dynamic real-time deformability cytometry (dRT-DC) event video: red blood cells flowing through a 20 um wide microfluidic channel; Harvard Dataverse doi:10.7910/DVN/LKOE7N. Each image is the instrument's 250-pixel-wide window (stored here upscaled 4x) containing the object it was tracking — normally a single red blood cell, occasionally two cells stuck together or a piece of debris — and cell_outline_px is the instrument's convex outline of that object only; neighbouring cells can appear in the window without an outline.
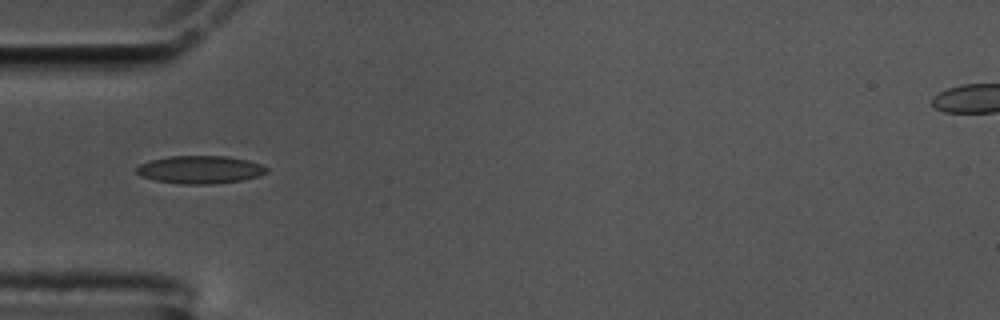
{"species": "common noctule bat (a hibernating species)", "species_latin": "Nyctalus noctula", "temperature_condition": "cold", "stored_images_in_passage": 40, "camera_frame_rate_fps": 3000, "um_per_image_px": 0.085, "animal": {"sex": "male", "body_mass_g": 17.5, "forearm_length_mm": 52.3}, "frame": {"image": 1, "passage_image": 1, "time_ms": 0.0, "image_size_px": [1000, 320], "cell_outline_px": [[268, 172], [244, 180], [212, 184], [180, 184], [156, 180], [140, 176], [136, 172], [136, 168], [140, 164], [152, 160], [168, 156], [228, 156], [248, 160], [260, 164], [268, 168]], "centroid_in_image_um": [17.01, 14.42], "position_along_channel_um": 68.0, "area_um2": 21.1}}
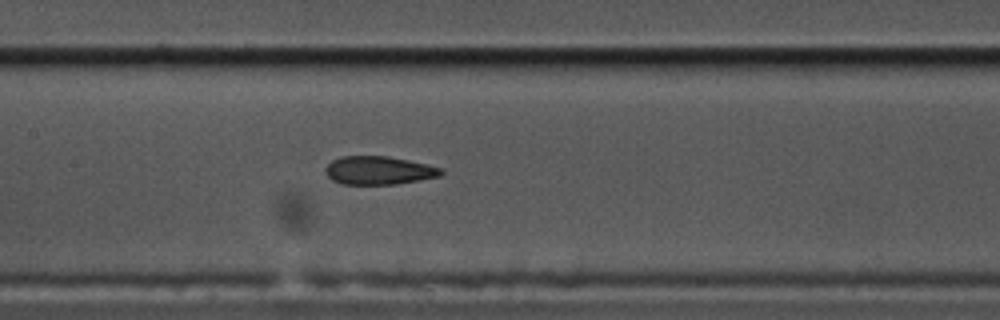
{"frame": {"image": 2, "passage_image": 10, "time_ms": 3.0, "image_size_px": [1000, 320], "cell_outline_px": [[444, 172], [440, 176], [420, 180], [396, 184], [340, 184], [332, 180], [324, 172], [324, 168], [332, 160], [340, 156], [388, 156], [428, 164], [444, 168]], "centroid_in_image_um": [32.2, 14.48], "position_along_channel_um": 175.2, "area_um2": 19.31}}
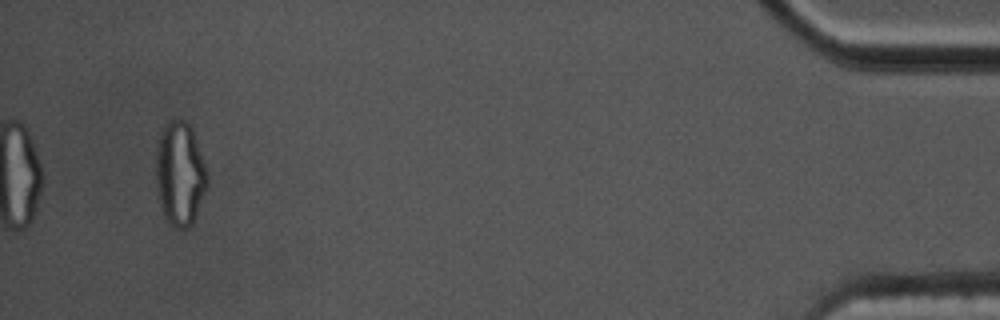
{"frame": {"image": 3, "passage_image": 37, "time_ms": 12.0, "image_size_px": [1000, 320], "cell_outline_px": [[208, 184], [192, 224], [188, 228], [176, 228], [164, 216], [156, 192], [156, 152], [160, 132], [164, 124], [168, 120], [184, 120], [192, 128], [208, 176]], "centroid_in_image_um": [15.27, 14.76], "position_along_channel_um": 419.9, "area_um2": 30.98}, "authors_computed_cell_mechanics": {"area_um2": 20.1433, "velocity_mm_per_s": 3.5699, "shape_relaxation_time_tau1_ms": null, "shape_relaxation_time_tau2_ms": 2.7173, "deformation_change_tau1": null, "deformation_change_tau2": 0.0855}}